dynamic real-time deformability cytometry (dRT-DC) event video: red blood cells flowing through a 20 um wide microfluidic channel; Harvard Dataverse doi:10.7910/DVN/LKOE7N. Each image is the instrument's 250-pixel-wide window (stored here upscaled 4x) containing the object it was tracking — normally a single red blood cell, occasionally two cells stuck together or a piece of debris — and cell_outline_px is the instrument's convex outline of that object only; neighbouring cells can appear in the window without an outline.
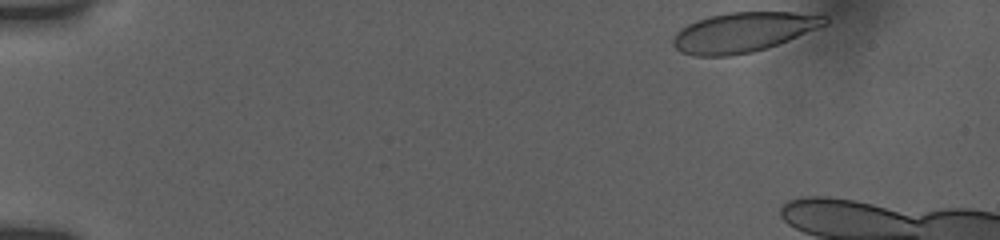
{"species": "human", "species_latin": "Homo sapiens", "temperature_condition": "room temperature", "stored_images_in_passage": 14, "camera_frame_rate_fps": 3000, "um_per_image_px": 0.085, "donor": {"sex": "female"}, "frame": {"image": 1, "passage_image": 1, "time_ms": 0.0, "image_size_px": [1000, 240], "cell_outline_px": [[828, 24], [788, 40], [752, 52], [728, 56], [692, 56], [680, 52], [672, 44], [672, 40], [676, 32], [688, 24], [696, 20], [728, 12], [792, 12], [828, 16]], "centroid_in_image_um": [63.16, 2.74], "position_along_channel_um": 21.8, "area_um2": 34.97}}